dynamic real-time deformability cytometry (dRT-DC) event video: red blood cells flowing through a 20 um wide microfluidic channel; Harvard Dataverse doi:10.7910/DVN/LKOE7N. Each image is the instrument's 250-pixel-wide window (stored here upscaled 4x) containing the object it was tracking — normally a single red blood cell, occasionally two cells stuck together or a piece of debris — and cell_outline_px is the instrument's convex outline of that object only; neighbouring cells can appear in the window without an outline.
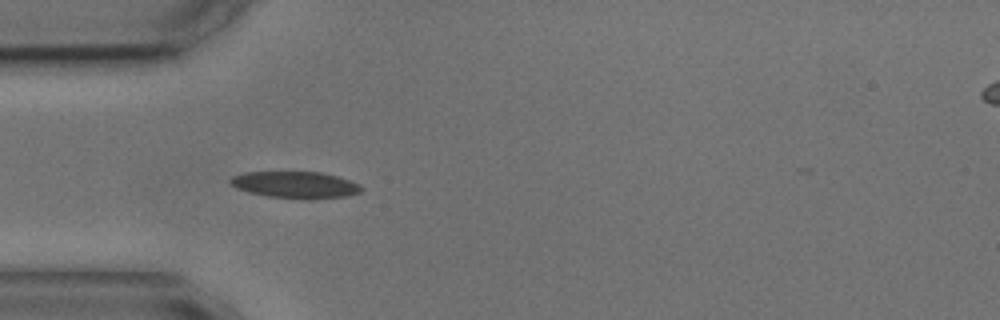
{"species": "common noctule bat (a hibernating species)", "species_latin": "Nyctalus noctula", "temperature_condition": "cold", "stored_images_in_passage": 4, "camera_frame_rate_fps": 3000, "um_per_image_px": 0.085, "animal": {"sex": "male", "body_mass_g": 17.9, "forearm_length_mm": 54.2}, "frame": {"image": 1, "passage_image": 4, "time_ms": 4.0, "image_size_px": [1000, 320], "cell_outline_px": [[364, 188], [360, 192], [348, 196], [308, 200], [268, 196], [248, 192], [236, 188], [228, 180], [232, 176], [244, 172], [320, 172], [336, 176], [360, 184]], "centroid_in_image_um": [25.12, 15.72], "position_along_channel_um": 59.9, "area_um2": 20.52}}